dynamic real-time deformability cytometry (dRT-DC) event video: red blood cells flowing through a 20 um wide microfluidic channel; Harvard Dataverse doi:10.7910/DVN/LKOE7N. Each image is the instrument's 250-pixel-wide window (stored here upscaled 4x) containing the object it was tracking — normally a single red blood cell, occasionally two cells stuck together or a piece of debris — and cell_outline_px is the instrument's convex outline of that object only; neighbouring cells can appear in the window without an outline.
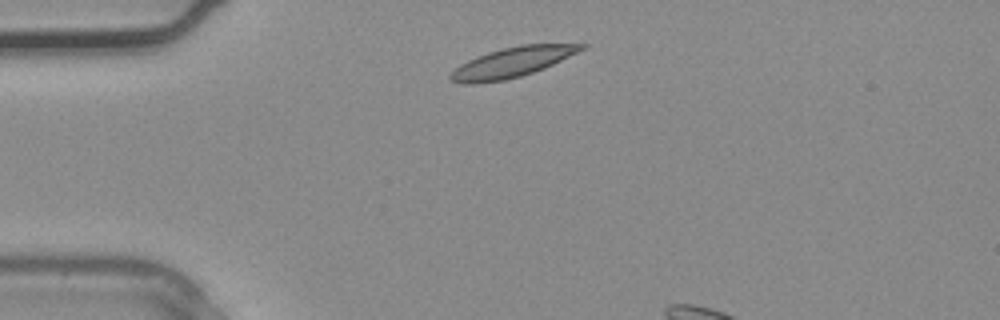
{"species": "common noctule bat (a hibernating species)", "species_latin": "Nyctalus noctula", "temperature_condition": "warm", "stored_images_in_passage": 2, "camera_frame_rate_fps": 3000, "um_per_image_px": 0.085, "animal": {"sex": "male", "body_mass_g": 20.4}, "frame": {"image": 1, "passage_image": 1, "time_ms": 0.0, "image_size_px": [1000, 320], "cell_outline_px": [[588, 44], [584, 48], [544, 68], [520, 76], [504, 80], [472, 84], [464, 84], [452, 80], [448, 76], [460, 64], [468, 60], [488, 52], [520, 44]], "centroid_in_image_um": [43.48, 5.3], "position_along_channel_um": 41.5, "area_um2": 22.31}}